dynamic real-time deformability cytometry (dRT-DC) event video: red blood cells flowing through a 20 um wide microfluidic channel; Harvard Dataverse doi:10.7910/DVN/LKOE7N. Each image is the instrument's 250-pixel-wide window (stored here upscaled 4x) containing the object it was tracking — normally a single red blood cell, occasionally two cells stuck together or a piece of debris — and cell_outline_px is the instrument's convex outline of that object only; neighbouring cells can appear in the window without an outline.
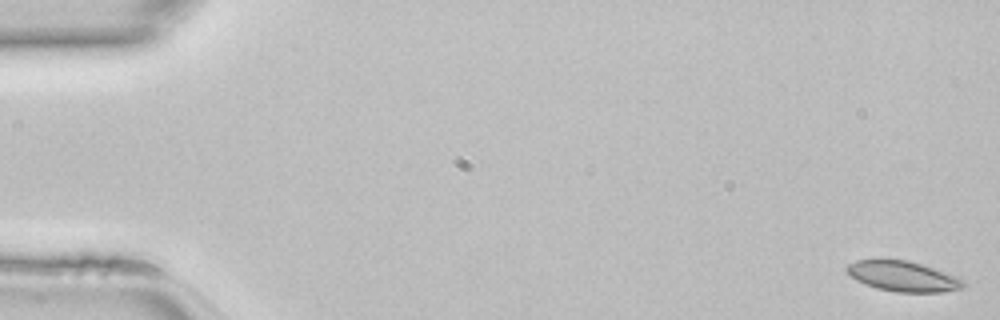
{"species": "common noctule bat (a hibernating species)", "species_latin": "Nyctalus noctula", "temperature_condition": "room temperature", "stored_images_in_passage": 47, "camera_frame_rate_fps": 3000, "um_per_image_px": 0.085, "animal": {"sex": "female", "body_mass_g": 22.7, "forearm_length_mm": 54.2}, "frame": {"image": 1, "passage_image": 1, "time_ms": 0.0, "image_size_px": [1000, 320], "cell_outline_px": [[964, 288], [940, 292], [896, 292], [876, 288], [864, 284], [856, 280], [844, 268], [848, 264], [856, 260], [908, 260], [956, 276], [964, 280]], "centroid_in_image_um": [76.74, 23.49], "position_along_channel_um": 8.3, "area_um2": 20.35}}
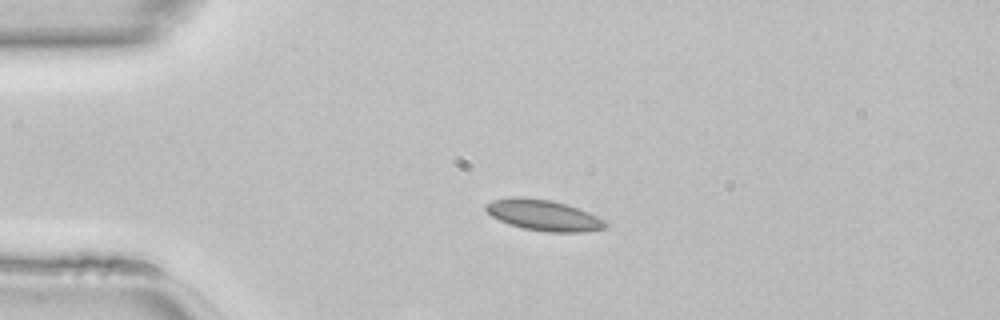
{"frame": {"image": 2, "passage_image": 11, "time_ms": 3.333, "image_size_px": [1000, 320], "cell_outline_px": [[608, 224], [604, 228], [584, 232], [548, 232], [524, 228], [508, 224], [492, 216], [484, 208], [484, 204], [492, 200], [552, 200], [588, 212], [604, 220]], "centroid_in_image_um": [46.25, 18.35], "position_along_channel_um": 38.7, "area_um2": 20.46}}